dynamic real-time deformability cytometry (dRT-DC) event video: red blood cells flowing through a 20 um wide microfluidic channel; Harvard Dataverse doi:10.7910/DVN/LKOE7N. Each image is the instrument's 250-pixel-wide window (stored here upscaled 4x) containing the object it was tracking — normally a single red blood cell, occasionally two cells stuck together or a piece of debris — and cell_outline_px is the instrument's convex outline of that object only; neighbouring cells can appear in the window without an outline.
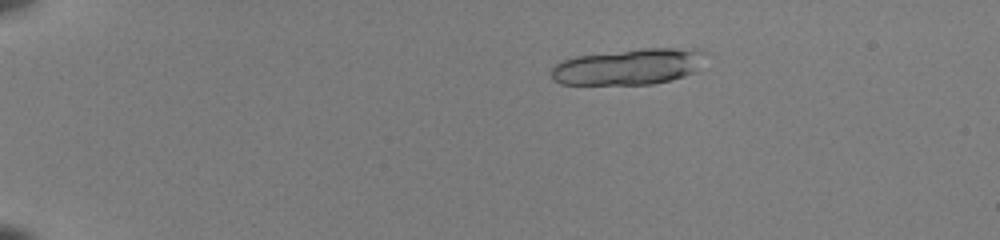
{"species": "common noctule bat (a hibernating species)", "species_latin": "Nyctalus noctula", "temperature_condition": "room temperature", "stored_images_in_passage": 24, "camera_frame_rate_fps": 3000, "um_per_image_px": 0.085, "animal": {"sex": "female", "body_mass_g": 22.0, "forearm_length_mm": 56.7}, "frame": {"image": 1, "passage_image": 12, "time_ms": 3.667, "image_size_px": [1000, 240], "cell_outline_px": [[708, 52], [696, 72], [672, 80], [652, 84], [560, 84], [552, 80], [552, 68], [556, 64], [564, 60], [576, 56], [644, 48], [700, 48]], "centroid_in_image_um": [53.51, 5.66], "position_along_channel_um": 31.5, "area_um2": 32.6}}